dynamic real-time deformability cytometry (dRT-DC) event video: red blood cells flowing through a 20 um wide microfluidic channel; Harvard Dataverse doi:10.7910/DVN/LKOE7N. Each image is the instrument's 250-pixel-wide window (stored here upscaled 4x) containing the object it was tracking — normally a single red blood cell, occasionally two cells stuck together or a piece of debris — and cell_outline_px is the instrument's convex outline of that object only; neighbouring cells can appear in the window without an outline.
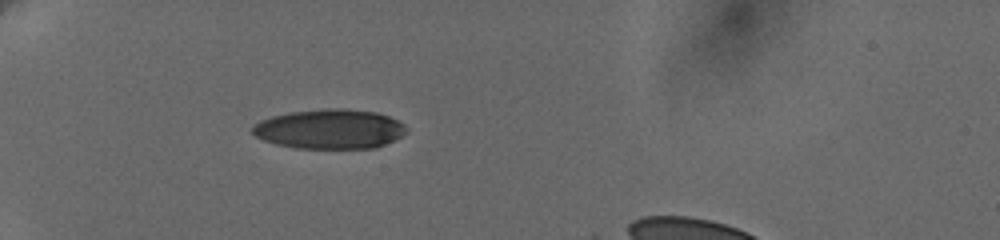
{"species": "human", "species_latin": "Homo sapiens", "temperature_condition": "cold", "stored_images_in_passage": 8, "camera_frame_rate_fps": 3000, "um_per_image_px": 0.085, "donor": {"sex": "female"}, "frame": {"image": 1, "passage_image": 1, "time_ms": 0.0, "image_size_px": [1000, 240], "cell_outline_px": [[408, 132], [376, 148], [296, 148], [276, 144], [264, 140], [256, 136], [252, 132], [252, 124], [260, 120], [272, 116], [292, 112], [332, 108], [336, 108], [376, 112], [388, 116], [404, 124], [408, 128]], "centroid_in_image_um": [28.02, 10.97], "position_along_channel_um": 57.0, "area_um2": 35.32}}
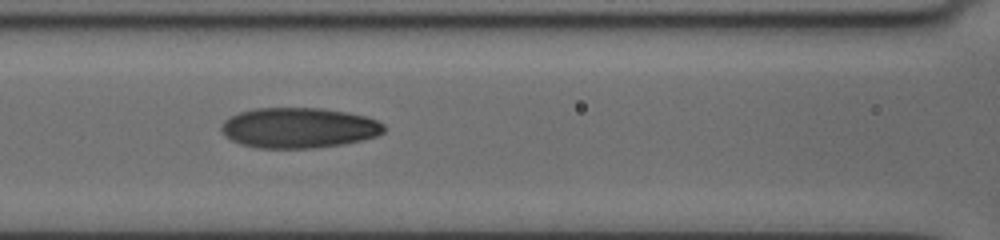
{"frame": {"image": 2, "passage_image": 6, "time_ms": 3.0, "image_size_px": [1000, 240], "cell_outline_px": [[384, 132], [376, 136], [364, 140], [344, 144], [312, 148], [256, 148], [240, 144], [224, 136], [220, 128], [224, 120], [240, 112], [256, 108], [320, 108], [348, 112], [364, 116], [376, 120], [384, 124]], "centroid_in_image_um": [25.39, 10.87], "position_along_channel_um": 141.2, "area_um2": 38.38}}
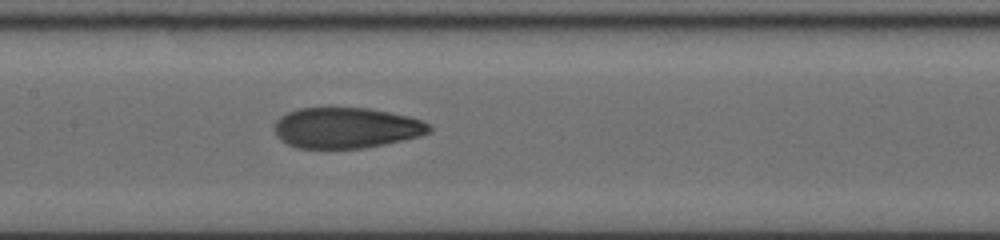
{"frame": {"image": 3, "passage_image": 8, "time_ms": 4.0, "image_size_px": [1000, 240], "cell_outline_px": [[432, 128], [428, 132], [420, 136], [384, 144], [364, 148], [296, 148], [280, 140], [276, 136], [276, 120], [280, 116], [288, 112], [300, 108], [368, 108], [408, 116], [420, 120], [428, 124]], "centroid_in_image_um": [29.4, 10.87], "position_along_channel_um": 178.0, "area_um2": 36.47}}